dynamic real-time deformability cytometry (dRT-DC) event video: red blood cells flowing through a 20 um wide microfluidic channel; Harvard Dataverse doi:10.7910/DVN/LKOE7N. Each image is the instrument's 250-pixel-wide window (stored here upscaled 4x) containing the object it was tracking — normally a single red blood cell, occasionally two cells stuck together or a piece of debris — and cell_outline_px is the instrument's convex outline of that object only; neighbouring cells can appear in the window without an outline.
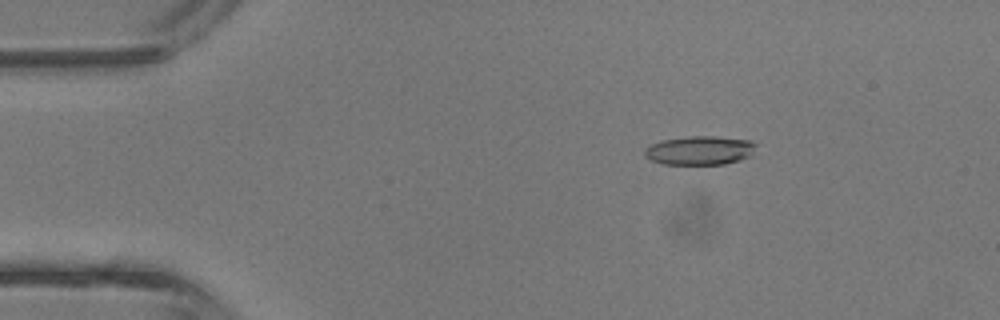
{"species": "common noctule bat (a hibernating species)", "species_latin": "Nyctalus noctula", "temperature_condition": "room temperature", "stored_images_in_passage": 43, "camera_frame_rate_fps": 3000, "um_per_image_px": 0.085, "animal": {"sex": "male", "body_mass_g": 13.3}, "frame": {"image": 1, "passage_image": 7, "time_ms": 2.0, "image_size_px": [1000, 320], "cell_outline_px": [[756, 144], [752, 152], [748, 156], [740, 160], [724, 164], [664, 164], [652, 160], [644, 156], [644, 148], [660, 140], [688, 136], [716, 136], [752, 140]], "centroid_in_image_um": [59.46, 12.77], "position_along_channel_um": 25.5, "area_um2": 18.79}}
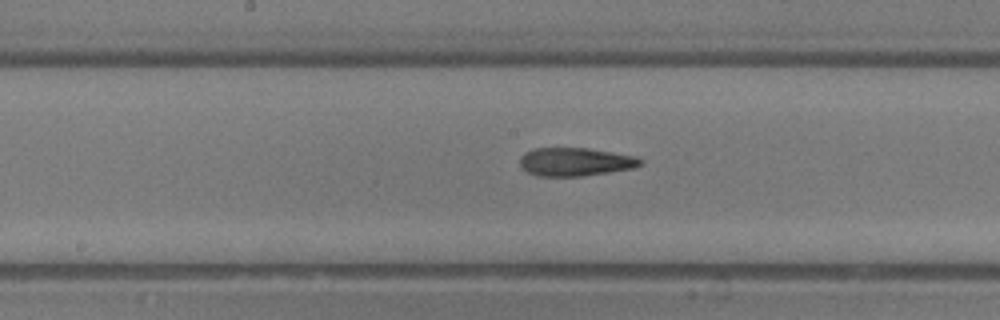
{"frame": {"image": 2, "passage_image": 22, "time_ms": 7.0, "image_size_px": [1000, 320], "cell_outline_px": [[644, 164], [632, 168], [584, 176], [536, 176], [520, 168], [520, 156], [524, 152], [532, 148], [588, 148], [636, 156], [644, 160]], "centroid_in_image_um": [48.88, 13.75], "position_along_channel_um": 199.3, "area_um2": 20.11}}
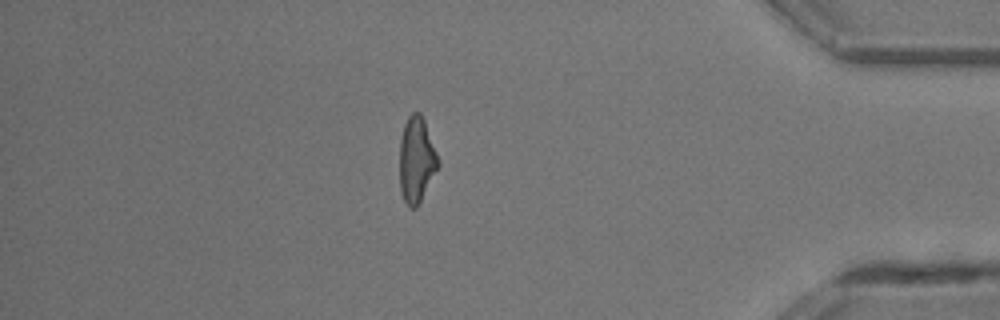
{"frame": {"image": 3, "passage_image": 37, "time_ms": 12.0, "image_size_px": [1000, 320], "cell_outline_px": [[440, 164], [416, 208], [408, 208], [400, 192], [400, 140], [404, 124], [408, 116], [412, 112], [420, 112], [424, 120], [440, 160]], "centroid_in_image_um": [35.4, 13.58], "position_along_channel_um": 399.8, "area_um2": 19.25}, "authors_computed_cell_mechanics": {"area_um2": 19.7098, "velocity_mm_per_s": 4.823, "shape_relaxation_time_tau1_ms": 5.1915, "shape_relaxation_time_tau2_ms": 1.9001, "deformation_change_tau1": 0.2086, "deformation_change_tau2": 0.119}}